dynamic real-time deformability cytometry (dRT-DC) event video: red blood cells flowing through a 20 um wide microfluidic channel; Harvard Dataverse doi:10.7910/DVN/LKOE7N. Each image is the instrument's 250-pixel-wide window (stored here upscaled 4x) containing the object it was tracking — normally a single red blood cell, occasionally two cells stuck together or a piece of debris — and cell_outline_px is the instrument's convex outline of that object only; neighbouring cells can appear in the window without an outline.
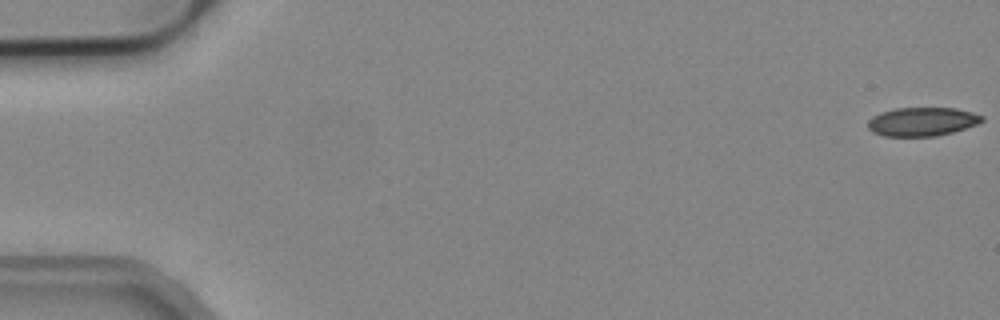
{"species": "common noctule bat (a hibernating species)", "species_latin": "Nyctalus noctula", "temperature_condition": "cold", "stored_images_in_passage": 5, "camera_frame_rate_fps": 3000, "um_per_image_px": 0.085, "animal": {"sex": "male", "body_mass_g": 19.2, "forearm_length_mm": 51.8}, "frame": {"image": 1, "passage_image": 1, "time_ms": 0.0, "image_size_px": [1000, 320], "cell_outline_px": [[984, 120], [976, 124], [952, 132], [936, 136], [884, 136], [872, 132], [868, 128], [868, 120], [872, 116], [880, 112], [896, 108], [956, 108], [972, 112], [984, 116]], "centroid_in_image_um": [78.36, 10.33], "position_along_channel_um": 6.6, "area_um2": 19.07}}
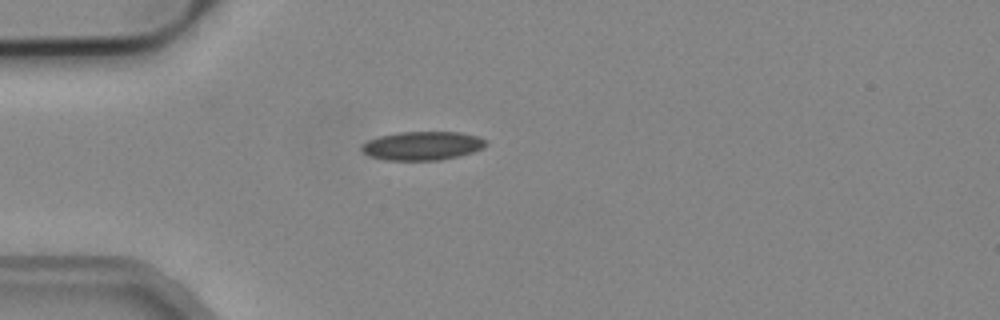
{"frame": {"image": 2, "passage_image": 5, "time_ms": 1.333, "image_size_px": [1000, 320], "cell_outline_px": [[488, 144], [484, 148], [460, 156], [440, 160], [384, 160], [368, 156], [360, 148], [360, 144], [368, 140], [380, 136], [400, 132], [460, 132], [476, 136], [488, 140]], "centroid_in_image_um": [35.91, 12.39], "position_along_channel_um": 49.1, "area_um2": 20.98}}